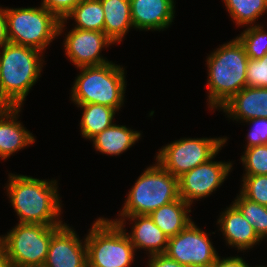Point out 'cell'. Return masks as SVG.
<instances>
[{"label": "cell", "mask_w": 267, "mask_h": 267, "mask_svg": "<svg viewBox=\"0 0 267 267\" xmlns=\"http://www.w3.org/2000/svg\"><path fill=\"white\" fill-rule=\"evenodd\" d=\"M7 195L22 224L63 226L56 180L9 174Z\"/></svg>", "instance_id": "obj_1"}, {"label": "cell", "mask_w": 267, "mask_h": 267, "mask_svg": "<svg viewBox=\"0 0 267 267\" xmlns=\"http://www.w3.org/2000/svg\"><path fill=\"white\" fill-rule=\"evenodd\" d=\"M42 53L38 49L10 42L1 49L0 107H22L31 87L41 76Z\"/></svg>", "instance_id": "obj_2"}, {"label": "cell", "mask_w": 267, "mask_h": 267, "mask_svg": "<svg viewBox=\"0 0 267 267\" xmlns=\"http://www.w3.org/2000/svg\"><path fill=\"white\" fill-rule=\"evenodd\" d=\"M248 60L245 48L237 37L207 57V100L210 109H220L246 87Z\"/></svg>", "instance_id": "obj_3"}, {"label": "cell", "mask_w": 267, "mask_h": 267, "mask_svg": "<svg viewBox=\"0 0 267 267\" xmlns=\"http://www.w3.org/2000/svg\"><path fill=\"white\" fill-rule=\"evenodd\" d=\"M78 69L81 72L71 90L73 103L101 104L119 111L125 97V68L110 61L103 65Z\"/></svg>", "instance_id": "obj_4"}, {"label": "cell", "mask_w": 267, "mask_h": 267, "mask_svg": "<svg viewBox=\"0 0 267 267\" xmlns=\"http://www.w3.org/2000/svg\"><path fill=\"white\" fill-rule=\"evenodd\" d=\"M124 224L99 217L86 235L88 267H130L135 248Z\"/></svg>", "instance_id": "obj_5"}, {"label": "cell", "mask_w": 267, "mask_h": 267, "mask_svg": "<svg viewBox=\"0 0 267 267\" xmlns=\"http://www.w3.org/2000/svg\"><path fill=\"white\" fill-rule=\"evenodd\" d=\"M128 193L119 216L149 215L179 198L178 178L155 163L144 170Z\"/></svg>", "instance_id": "obj_6"}, {"label": "cell", "mask_w": 267, "mask_h": 267, "mask_svg": "<svg viewBox=\"0 0 267 267\" xmlns=\"http://www.w3.org/2000/svg\"><path fill=\"white\" fill-rule=\"evenodd\" d=\"M10 43L29 46L43 52L59 36L61 20L45 7L6 8Z\"/></svg>", "instance_id": "obj_7"}, {"label": "cell", "mask_w": 267, "mask_h": 267, "mask_svg": "<svg viewBox=\"0 0 267 267\" xmlns=\"http://www.w3.org/2000/svg\"><path fill=\"white\" fill-rule=\"evenodd\" d=\"M61 227L18 223L5 236H0V248L13 267L42 266L51 238Z\"/></svg>", "instance_id": "obj_8"}, {"label": "cell", "mask_w": 267, "mask_h": 267, "mask_svg": "<svg viewBox=\"0 0 267 267\" xmlns=\"http://www.w3.org/2000/svg\"><path fill=\"white\" fill-rule=\"evenodd\" d=\"M226 138H182L162 147L156 162L174 177L179 178L196 166L216 157Z\"/></svg>", "instance_id": "obj_9"}, {"label": "cell", "mask_w": 267, "mask_h": 267, "mask_svg": "<svg viewBox=\"0 0 267 267\" xmlns=\"http://www.w3.org/2000/svg\"><path fill=\"white\" fill-rule=\"evenodd\" d=\"M194 222L169 237L165 254L186 267H210L219 257L208 237Z\"/></svg>", "instance_id": "obj_10"}, {"label": "cell", "mask_w": 267, "mask_h": 267, "mask_svg": "<svg viewBox=\"0 0 267 267\" xmlns=\"http://www.w3.org/2000/svg\"><path fill=\"white\" fill-rule=\"evenodd\" d=\"M212 160L214 157L178 178L179 197L190 206L219 188L233 169L231 162Z\"/></svg>", "instance_id": "obj_11"}, {"label": "cell", "mask_w": 267, "mask_h": 267, "mask_svg": "<svg viewBox=\"0 0 267 267\" xmlns=\"http://www.w3.org/2000/svg\"><path fill=\"white\" fill-rule=\"evenodd\" d=\"M115 44L104 32L73 28L64 39L67 58L77 67L98 66L109 61L101 56L102 48Z\"/></svg>", "instance_id": "obj_12"}, {"label": "cell", "mask_w": 267, "mask_h": 267, "mask_svg": "<svg viewBox=\"0 0 267 267\" xmlns=\"http://www.w3.org/2000/svg\"><path fill=\"white\" fill-rule=\"evenodd\" d=\"M66 223L52 236L45 267H88L87 246Z\"/></svg>", "instance_id": "obj_13"}, {"label": "cell", "mask_w": 267, "mask_h": 267, "mask_svg": "<svg viewBox=\"0 0 267 267\" xmlns=\"http://www.w3.org/2000/svg\"><path fill=\"white\" fill-rule=\"evenodd\" d=\"M174 0H130L133 28L161 31L174 18Z\"/></svg>", "instance_id": "obj_14"}, {"label": "cell", "mask_w": 267, "mask_h": 267, "mask_svg": "<svg viewBox=\"0 0 267 267\" xmlns=\"http://www.w3.org/2000/svg\"><path fill=\"white\" fill-rule=\"evenodd\" d=\"M127 220L135 222L131 233L126 235L135 250L145 249L148 255L165 254L168 246L169 237L155 225L153 219L149 215L120 216L119 219L112 220L118 224H124ZM147 249V250H146Z\"/></svg>", "instance_id": "obj_15"}, {"label": "cell", "mask_w": 267, "mask_h": 267, "mask_svg": "<svg viewBox=\"0 0 267 267\" xmlns=\"http://www.w3.org/2000/svg\"><path fill=\"white\" fill-rule=\"evenodd\" d=\"M21 107H0V159L5 160L13 153L35 142L30 131L18 120Z\"/></svg>", "instance_id": "obj_16"}, {"label": "cell", "mask_w": 267, "mask_h": 267, "mask_svg": "<svg viewBox=\"0 0 267 267\" xmlns=\"http://www.w3.org/2000/svg\"><path fill=\"white\" fill-rule=\"evenodd\" d=\"M220 109L236 121L267 118V88L245 87Z\"/></svg>", "instance_id": "obj_17"}, {"label": "cell", "mask_w": 267, "mask_h": 267, "mask_svg": "<svg viewBox=\"0 0 267 267\" xmlns=\"http://www.w3.org/2000/svg\"><path fill=\"white\" fill-rule=\"evenodd\" d=\"M227 245L237 248L240 251L253 248L262 239L257 235L253 226L244 218L239 209L231 204L225 209L218 221Z\"/></svg>", "instance_id": "obj_18"}, {"label": "cell", "mask_w": 267, "mask_h": 267, "mask_svg": "<svg viewBox=\"0 0 267 267\" xmlns=\"http://www.w3.org/2000/svg\"><path fill=\"white\" fill-rule=\"evenodd\" d=\"M104 11L105 35L114 43H120L131 27L130 0H100Z\"/></svg>", "instance_id": "obj_19"}, {"label": "cell", "mask_w": 267, "mask_h": 267, "mask_svg": "<svg viewBox=\"0 0 267 267\" xmlns=\"http://www.w3.org/2000/svg\"><path fill=\"white\" fill-rule=\"evenodd\" d=\"M141 133L123 125L113 124L91 140L94 148L102 154L120 155L139 140Z\"/></svg>", "instance_id": "obj_20"}, {"label": "cell", "mask_w": 267, "mask_h": 267, "mask_svg": "<svg viewBox=\"0 0 267 267\" xmlns=\"http://www.w3.org/2000/svg\"><path fill=\"white\" fill-rule=\"evenodd\" d=\"M191 206L180 197L153 211L149 216L168 237L179 234L190 222Z\"/></svg>", "instance_id": "obj_21"}, {"label": "cell", "mask_w": 267, "mask_h": 267, "mask_svg": "<svg viewBox=\"0 0 267 267\" xmlns=\"http://www.w3.org/2000/svg\"><path fill=\"white\" fill-rule=\"evenodd\" d=\"M76 22L73 28L81 30L101 31L104 30V11L100 0H82L73 10L61 20L59 25V35L65 29L68 19Z\"/></svg>", "instance_id": "obj_22"}, {"label": "cell", "mask_w": 267, "mask_h": 267, "mask_svg": "<svg viewBox=\"0 0 267 267\" xmlns=\"http://www.w3.org/2000/svg\"><path fill=\"white\" fill-rule=\"evenodd\" d=\"M83 109L80 130L83 138L92 139L113 125L116 109L101 104H75Z\"/></svg>", "instance_id": "obj_23"}, {"label": "cell", "mask_w": 267, "mask_h": 267, "mask_svg": "<svg viewBox=\"0 0 267 267\" xmlns=\"http://www.w3.org/2000/svg\"><path fill=\"white\" fill-rule=\"evenodd\" d=\"M231 18L239 26H253L267 11V0H223Z\"/></svg>", "instance_id": "obj_24"}, {"label": "cell", "mask_w": 267, "mask_h": 267, "mask_svg": "<svg viewBox=\"0 0 267 267\" xmlns=\"http://www.w3.org/2000/svg\"><path fill=\"white\" fill-rule=\"evenodd\" d=\"M233 204L239 209L245 219L253 226L257 235L263 240L267 237V206L237 195Z\"/></svg>", "instance_id": "obj_25"}, {"label": "cell", "mask_w": 267, "mask_h": 267, "mask_svg": "<svg viewBox=\"0 0 267 267\" xmlns=\"http://www.w3.org/2000/svg\"><path fill=\"white\" fill-rule=\"evenodd\" d=\"M248 58L260 59L267 53V32L263 26L254 24L246 28L239 36Z\"/></svg>", "instance_id": "obj_26"}, {"label": "cell", "mask_w": 267, "mask_h": 267, "mask_svg": "<svg viewBox=\"0 0 267 267\" xmlns=\"http://www.w3.org/2000/svg\"><path fill=\"white\" fill-rule=\"evenodd\" d=\"M243 153L244 176L267 175V144L245 148Z\"/></svg>", "instance_id": "obj_27"}, {"label": "cell", "mask_w": 267, "mask_h": 267, "mask_svg": "<svg viewBox=\"0 0 267 267\" xmlns=\"http://www.w3.org/2000/svg\"><path fill=\"white\" fill-rule=\"evenodd\" d=\"M240 193L250 201L267 206V175L243 176Z\"/></svg>", "instance_id": "obj_28"}, {"label": "cell", "mask_w": 267, "mask_h": 267, "mask_svg": "<svg viewBox=\"0 0 267 267\" xmlns=\"http://www.w3.org/2000/svg\"><path fill=\"white\" fill-rule=\"evenodd\" d=\"M246 87L267 88V53L260 59L249 58L246 69Z\"/></svg>", "instance_id": "obj_29"}, {"label": "cell", "mask_w": 267, "mask_h": 267, "mask_svg": "<svg viewBox=\"0 0 267 267\" xmlns=\"http://www.w3.org/2000/svg\"><path fill=\"white\" fill-rule=\"evenodd\" d=\"M253 125L247 134L246 148L267 144V118H256L245 121Z\"/></svg>", "instance_id": "obj_30"}, {"label": "cell", "mask_w": 267, "mask_h": 267, "mask_svg": "<svg viewBox=\"0 0 267 267\" xmlns=\"http://www.w3.org/2000/svg\"><path fill=\"white\" fill-rule=\"evenodd\" d=\"M82 0H42L41 6L55 14L60 20L73 10Z\"/></svg>", "instance_id": "obj_31"}, {"label": "cell", "mask_w": 267, "mask_h": 267, "mask_svg": "<svg viewBox=\"0 0 267 267\" xmlns=\"http://www.w3.org/2000/svg\"><path fill=\"white\" fill-rule=\"evenodd\" d=\"M148 257V267H186L169 258L166 254H155Z\"/></svg>", "instance_id": "obj_32"}, {"label": "cell", "mask_w": 267, "mask_h": 267, "mask_svg": "<svg viewBox=\"0 0 267 267\" xmlns=\"http://www.w3.org/2000/svg\"><path fill=\"white\" fill-rule=\"evenodd\" d=\"M210 267H251L242 257L234 256L227 258H220V256L215 260V262Z\"/></svg>", "instance_id": "obj_33"}, {"label": "cell", "mask_w": 267, "mask_h": 267, "mask_svg": "<svg viewBox=\"0 0 267 267\" xmlns=\"http://www.w3.org/2000/svg\"><path fill=\"white\" fill-rule=\"evenodd\" d=\"M9 43L7 34L6 8H0V48Z\"/></svg>", "instance_id": "obj_34"}, {"label": "cell", "mask_w": 267, "mask_h": 267, "mask_svg": "<svg viewBox=\"0 0 267 267\" xmlns=\"http://www.w3.org/2000/svg\"><path fill=\"white\" fill-rule=\"evenodd\" d=\"M0 267H13L12 263L6 256L5 252L0 248Z\"/></svg>", "instance_id": "obj_35"}]
</instances>
